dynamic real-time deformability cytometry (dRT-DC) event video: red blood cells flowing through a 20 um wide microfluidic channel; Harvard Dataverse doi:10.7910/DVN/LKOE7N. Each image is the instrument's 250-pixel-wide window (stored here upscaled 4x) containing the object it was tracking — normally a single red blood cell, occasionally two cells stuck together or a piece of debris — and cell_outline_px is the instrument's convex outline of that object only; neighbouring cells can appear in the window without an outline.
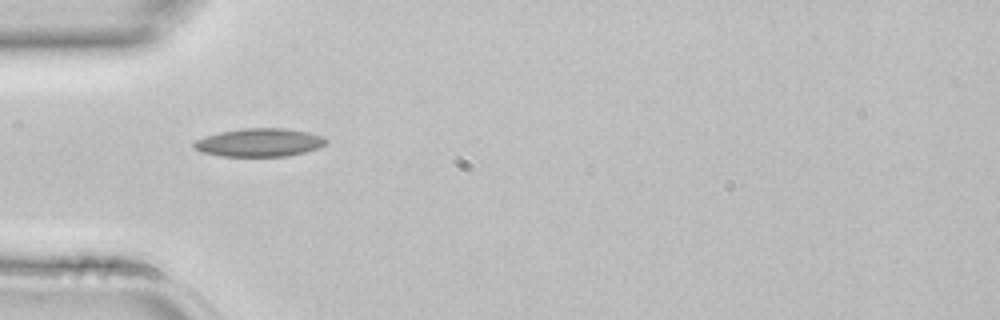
{"species": "common noctule bat (a hibernating species)", "species_latin": "Nyctalus noctula", "temperature_condition": "room temperature", "stored_images_in_passage": 4, "camera_frame_rate_fps": 3000, "um_per_image_px": 0.085, "animal": {"sex": "female", "body_mass_g": 22.7, "forearm_length_mm": 54.2}, "frame": {"image": 1, "passage_image": 4, "time_ms": 1.0, "image_size_px": [1000, 320], "cell_outline_px": [[328, 140], [320, 148], [288, 156], [220, 156], [200, 152], [192, 144], [196, 140], [220, 132], [244, 128], [284, 128], [308, 132], [324, 136]], "centroid_in_image_um": [22.08, 12.11], "position_along_channel_um": 62.9, "area_um2": 21.68}}